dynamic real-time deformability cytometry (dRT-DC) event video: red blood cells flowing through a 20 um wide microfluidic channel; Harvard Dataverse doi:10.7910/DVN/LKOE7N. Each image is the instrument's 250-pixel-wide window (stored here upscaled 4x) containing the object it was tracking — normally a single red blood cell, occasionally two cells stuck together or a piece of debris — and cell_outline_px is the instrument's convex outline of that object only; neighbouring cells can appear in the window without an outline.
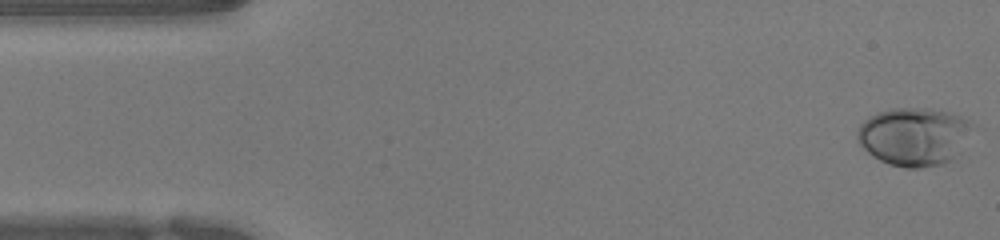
{"species": "human", "species_latin": "Homo sapiens", "temperature_condition": "warm", "stored_images_in_passage": 51, "camera_frame_rate_fps": 3000, "um_per_image_px": 0.085, "donor": {"sex": "female"}, "frame": {"image": 1, "passage_image": 1, "time_ms": 0.0, "image_size_px": [1000, 240], "cell_outline_px": [[976, 124], [952, 160], [944, 164], [920, 168], [904, 168], [888, 164], [872, 156], [856, 140], [856, 132], [860, 124], [868, 116], [876, 112], [892, 108], [928, 108], [948, 112], [972, 120]], "centroid_in_image_um": [77.67, 11.59], "position_along_channel_um": 7.3, "area_um2": 39.42}}
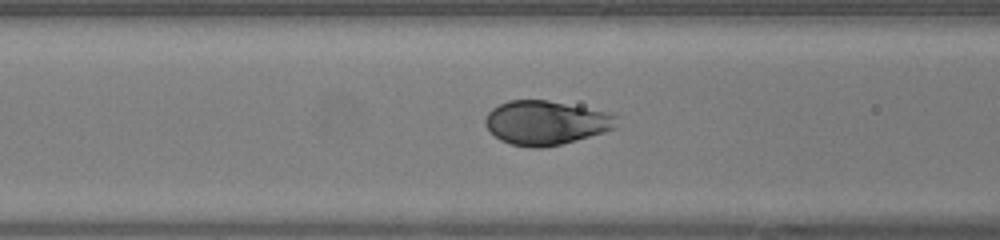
{"frame": {"image": 2, "passage_image": 19, "time_ms": 6.0, "image_size_px": [1000, 240], "cell_outline_px": [[616, 128], [604, 132], [576, 140], [544, 148], [532, 148], [512, 144], [500, 140], [484, 124], [484, 120], [488, 112], [492, 108], [508, 100], [548, 100], [608, 112], [616, 116]], "centroid_in_image_um": [46.38, 10.43], "position_along_channel_um": 120.2, "area_um2": 33.58}}
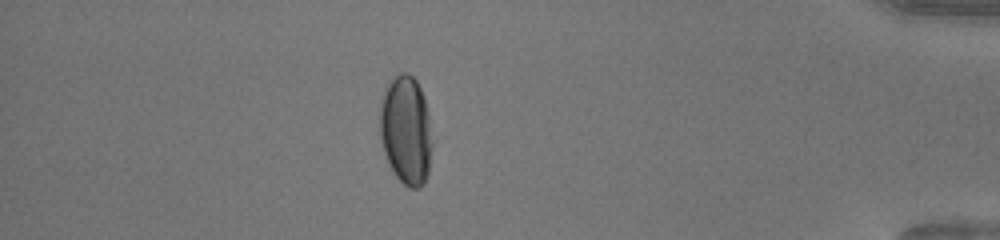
{"frame": {"image": 3, "passage_image": 44, "time_ms": 14.333, "image_size_px": [1000, 240], "cell_outline_px": [[432, 148], [428, 172], [424, 184], [420, 188], [408, 188], [392, 172], [388, 164], [384, 152], [380, 136], [380, 104], [384, 88], [400, 72], [408, 72], [416, 80], [424, 96], [428, 116], [432, 144]], "centroid_in_image_um": [34.5, 11.09], "position_along_channel_um": 400.7, "area_um2": 33.35}, "authors_computed_cell_mechanics": {"area_um2": 34.6222, "velocity_mm_per_s": 3.9571, "shape_relaxation_time_tau1_ms": 2.8011, "shape_relaxation_time_tau2_ms": null, "deformation_change_tau1": 0.1688, "deformation_change_tau2": null}}